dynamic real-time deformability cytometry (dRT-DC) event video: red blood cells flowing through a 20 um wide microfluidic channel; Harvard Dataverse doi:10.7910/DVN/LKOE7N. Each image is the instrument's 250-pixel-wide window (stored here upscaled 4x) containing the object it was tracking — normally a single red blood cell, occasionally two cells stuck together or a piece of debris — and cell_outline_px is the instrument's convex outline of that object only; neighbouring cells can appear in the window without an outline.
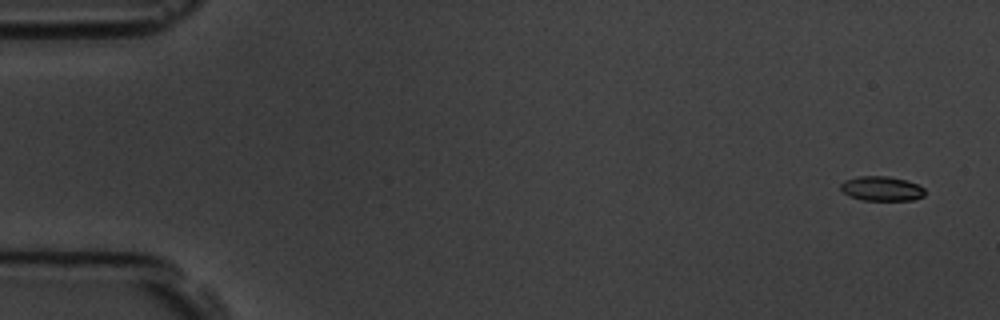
{"species": "common noctule bat (a hibernating species)", "species_latin": "Nyctalus noctula", "temperature_condition": "room temperature", "stored_images_in_passage": 5, "segment_of_instrument_passage": [2, 2], "camera_frame_rate_fps": 3000, "um_per_image_px": 0.085, "animal": {"sex": "male", "body_mass_g": 19.5, "forearm_length_mm": 54.6}, "frame": {"image": 1, "passage_image": 5, "time_ms": 6.333, "image_size_px": [1000, 320], "cell_outline_px": [[924, 196], [912, 200], [860, 200], [844, 192], [840, 188], [840, 184], [844, 180], [856, 176], [888, 176], [904, 180], [916, 184], [924, 188]], "centroid_in_image_um": [74.91, 16.02], "position_along_channel_um": 10.1, "area_um2": 11.96}}